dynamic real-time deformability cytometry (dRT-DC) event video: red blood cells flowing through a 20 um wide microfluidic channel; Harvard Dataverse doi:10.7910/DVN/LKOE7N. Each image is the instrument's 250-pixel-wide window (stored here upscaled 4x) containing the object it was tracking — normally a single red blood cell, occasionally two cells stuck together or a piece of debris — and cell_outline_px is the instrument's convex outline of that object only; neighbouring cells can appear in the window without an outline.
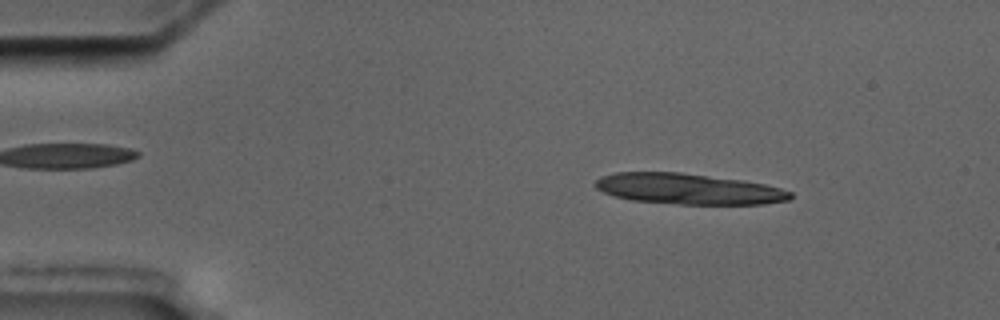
{"species": "common noctule bat (a hibernating species)", "species_latin": "Nyctalus noctula", "temperature_condition": "cold", "stored_images_in_passage": 6, "camera_frame_rate_fps": 3000, "um_per_image_px": 0.085, "animal": {"sex": "male", "body_mass_g": 17.5, "forearm_length_mm": 52.3}, "frame": {"image": 1, "passage_image": 2, "time_ms": 1.0, "image_size_px": [1000, 320], "cell_outline_px": [[792, 196], [788, 200], [764, 204], [680, 204], [632, 200], [616, 196], [604, 192], [596, 188], [592, 184], [596, 180], [604, 176], [616, 172], [680, 172], [744, 180], [764, 184], [780, 188], [792, 192]], "centroid_in_image_um": [58.52, 16.05], "position_along_channel_um": 26.5, "area_um2": 34.85}}
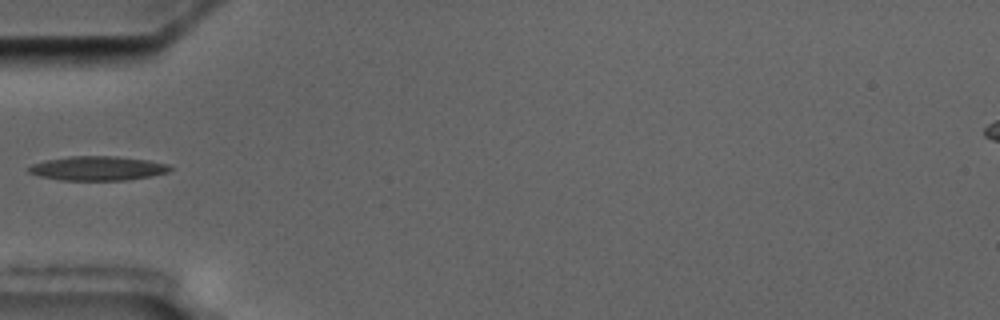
{"frame": {"image": 2, "passage_image": 5, "time_ms": 4.667, "image_size_px": [1000, 320], "cell_outline_px": [[172, 168], [168, 172], [152, 176], [124, 180], [60, 180], [40, 176], [28, 172], [28, 168], [32, 164], [44, 160], [68, 156], [116, 156], [148, 160], [168, 164]], "centroid_in_image_um": [8.29, 14.3], "position_along_channel_um": 76.7, "area_um2": 20.0}}
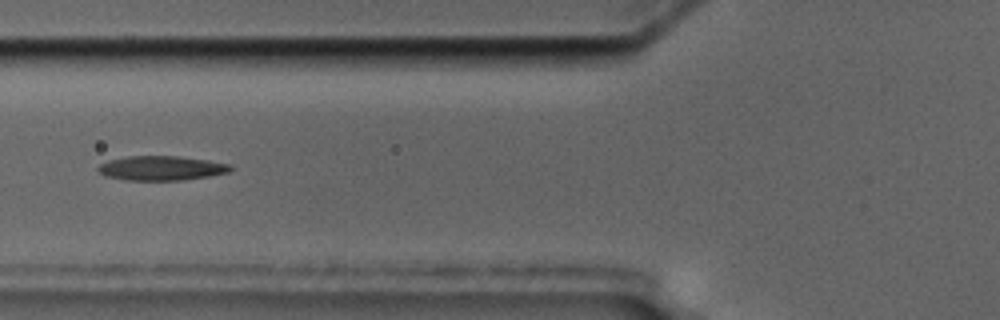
{"frame": {"image": 3, "passage_image": 6, "time_ms": 5.667, "image_size_px": [1000, 320], "cell_outline_px": [[232, 168], [228, 172], [208, 176], [184, 180], [128, 180], [104, 176], [96, 168], [100, 164], [108, 160], [128, 156], [180, 156], [208, 160], [232, 164]], "centroid_in_image_um": [13.71, 14.28], "position_along_channel_um": 112.1, "area_um2": 18.9}}